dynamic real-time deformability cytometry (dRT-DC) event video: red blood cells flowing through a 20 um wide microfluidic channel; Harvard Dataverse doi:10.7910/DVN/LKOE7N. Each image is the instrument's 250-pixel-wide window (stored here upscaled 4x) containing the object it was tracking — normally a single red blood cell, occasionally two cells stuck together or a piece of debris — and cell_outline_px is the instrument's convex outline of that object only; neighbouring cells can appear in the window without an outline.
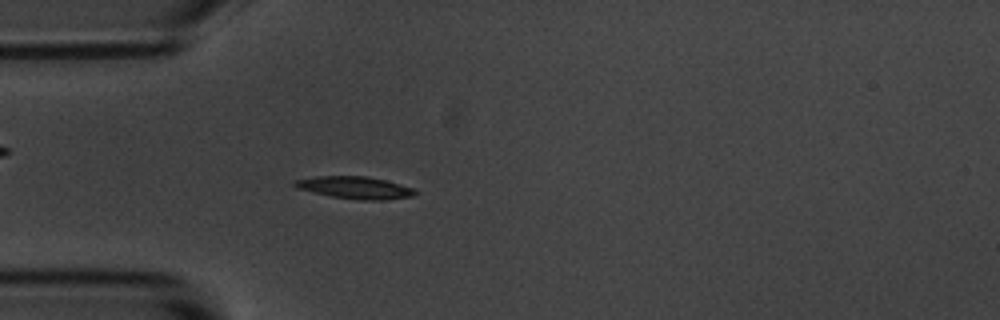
{"species": "common noctule bat (a hibernating species)", "species_latin": "Nyctalus noctula", "temperature_condition": "room temperature", "stored_images_in_passage": 55, "camera_frame_rate_fps": 3000, "um_per_image_px": 0.085, "animal": {"sex": "male", "body_mass_g": 20.1, "forearm_length_mm": 53.5}, "frame": {"image": 1, "passage_image": 16, "time_ms": 5.0, "image_size_px": [1000, 320], "cell_outline_px": [[416, 192], [412, 196], [384, 200], [360, 200], [332, 196], [296, 188], [292, 184], [296, 180], [316, 176], [368, 176], [400, 184], [412, 188]], "centroid_in_image_um": [30.15, 15.94], "position_along_channel_um": 54.8, "area_um2": 15.37}}
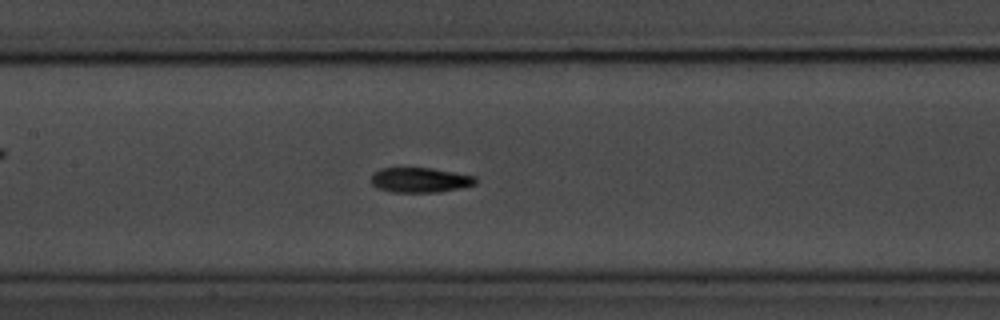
{"frame": {"image": 2, "passage_image": 26, "time_ms": 8.333, "image_size_px": [1000, 320], "cell_outline_px": [[476, 184], [464, 188], [440, 192], [392, 192], [376, 188], [372, 184], [372, 176], [380, 168], [432, 168], [476, 176]], "centroid_in_image_um": [35.75, 15.31], "position_along_channel_um": 171.7, "area_um2": 15.26}}
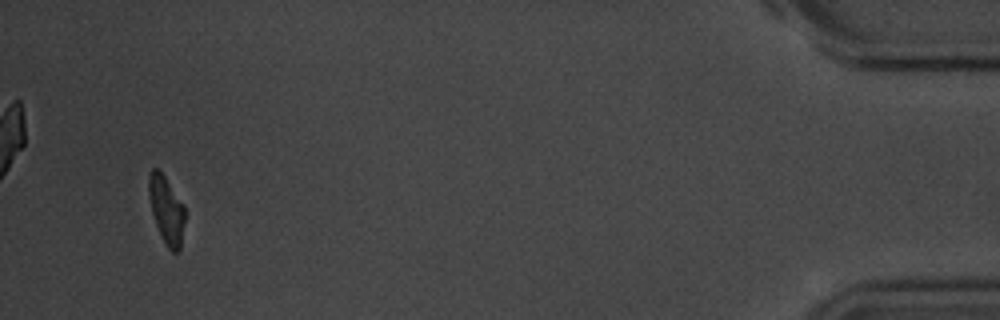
{"frame": {"image": 3, "passage_image": 53, "time_ms": 17.333, "image_size_px": [1000, 320], "cell_outline_px": [[184, 220], [180, 252], [172, 252], [168, 248], [160, 236], [152, 212], [148, 192], [148, 176], [152, 168], [156, 168], [164, 176], [184, 204]], "centroid_in_image_um": [14.14, 17.86], "position_along_channel_um": 421.1, "area_um2": 14.16}, "authors_computed_cell_mechanics": {"area_um2": 14.9124, "velocity_mm_per_s": 3.6513, "shape_relaxation_time_tau1_ms": 2.9532, "shape_relaxation_time_tau2_ms": 4.2988, "deformation_change_tau1": 0.1662, "deformation_change_tau2": 0.1083}}